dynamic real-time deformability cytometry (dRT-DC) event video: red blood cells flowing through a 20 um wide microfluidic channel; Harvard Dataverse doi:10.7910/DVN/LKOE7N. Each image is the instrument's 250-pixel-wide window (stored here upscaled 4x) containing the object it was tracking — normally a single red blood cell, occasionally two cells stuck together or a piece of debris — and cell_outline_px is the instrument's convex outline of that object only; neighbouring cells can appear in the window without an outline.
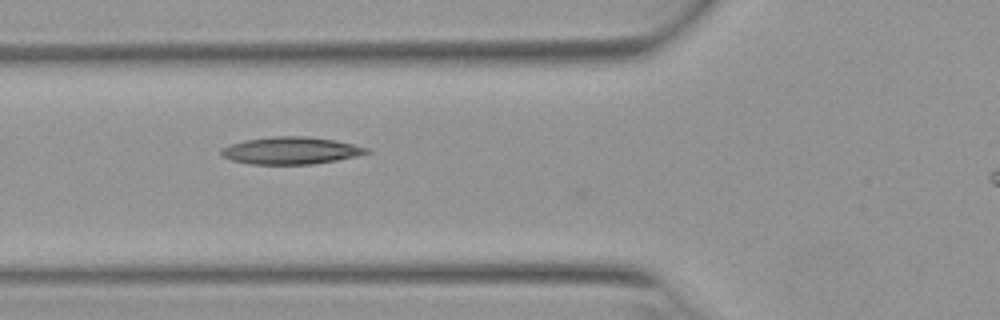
{"species": "Egyptian fruit bat (a non-hibernating species)", "species_latin": "Rousettus aegyptiacus", "temperature_condition": "warm", "stored_images_in_passage": 30, "camera_frame_rate_fps": 3000, "um_per_image_px": 0.085, "animal": {"sex": "female"}, "frame": {"image": 1, "passage_image": 2, "time_ms": 0.333, "image_size_px": [1000, 320], "cell_outline_px": [[372, 152], [356, 156], [336, 160], [312, 164], [248, 164], [232, 160], [224, 156], [220, 152], [220, 148], [228, 144], [244, 140], [272, 136], [308, 136], [332, 140], [352, 144], [368, 148]], "centroid_in_image_um": [24.68, 12.79], "position_along_channel_um": 101.1, "area_um2": 23.06}}
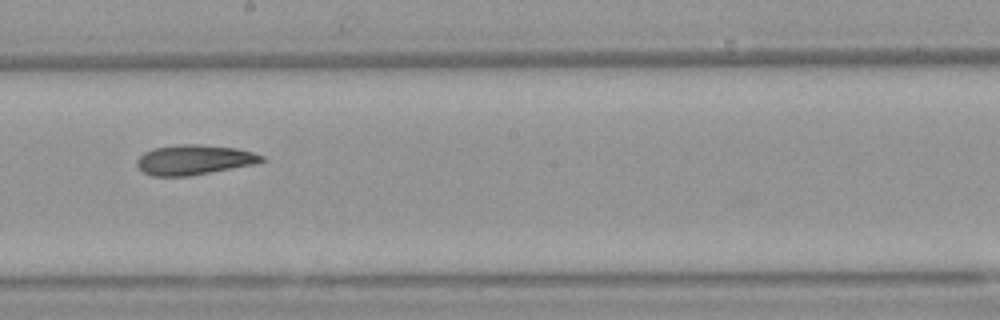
{"frame": {"image": 2, "passage_image": 12, "time_ms": 3.667, "image_size_px": [1000, 320], "cell_outline_px": [[268, 160], [256, 164], [188, 176], [152, 176], [144, 172], [136, 164], [136, 160], [144, 152], [152, 148], [180, 144], [200, 144], [236, 148], [252, 152], [264, 156]], "centroid_in_image_um": [16.52, 13.57], "position_along_channel_um": 231.7, "area_um2": 21.85}}
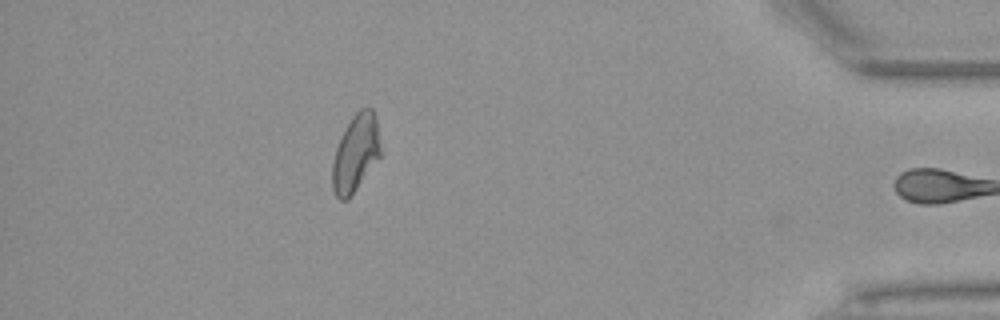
{"frame": {"image": 3, "passage_image": 29, "time_ms": 9.333, "image_size_px": [1000, 320], "cell_outline_px": [[380, 156], [348, 200], [340, 200], [336, 196], [332, 188], [332, 164], [336, 148], [352, 116], [360, 108], [372, 108], [376, 116], [380, 148]], "centroid_in_image_um": [30.22, 13.03], "position_along_channel_um": 405.0, "area_um2": 21.33}, "authors_computed_cell_mechanics": {"area_um2": 21.8484, "velocity_mm_per_s": 3.9215, "shape_relaxation_time_tau1_ms": null, "shape_relaxation_time_tau2_ms": 3.6896, "deformation_change_tau1": null, "deformation_change_tau2": 0.1113}}